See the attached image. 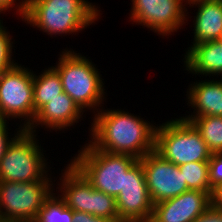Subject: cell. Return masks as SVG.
<instances>
[{
  "mask_svg": "<svg viewBox=\"0 0 222 222\" xmlns=\"http://www.w3.org/2000/svg\"><path fill=\"white\" fill-rule=\"evenodd\" d=\"M83 114L84 112L73 99L62 92L36 113L33 123L27 130L33 133H36V129L41 127L49 128L50 132L51 129L54 131L68 130V127L69 129L71 126L74 128L75 123L81 122Z\"/></svg>",
  "mask_w": 222,
  "mask_h": 222,
  "instance_id": "obj_13",
  "label": "cell"
},
{
  "mask_svg": "<svg viewBox=\"0 0 222 222\" xmlns=\"http://www.w3.org/2000/svg\"><path fill=\"white\" fill-rule=\"evenodd\" d=\"M4 12L2 10H0V14H3ZM3 25V19L1 20V17H0V27Z\"/></svg>",
  "mask_w": 222,
  "mask_h": 222,
  "instance_id": "obj_30",
  "label": "cell"
},
{
  "mask_svg": "<svg viewBox=\"0 0 222 222\" xmlns=\"http://www.w3.org/2000/svg\"><path fill=\"white\" fill-rule=\"evenodd\" d=\"M37 74L33 72L34 119L43 106L64 92L59 73L52 66Z\"/></svg>",
  "mask_w": 222,
  "mask_h": 222,
  "instance_id": "obj_18",
  "label": "cell"
},
{
  "mask_svg": "<svg viewBox=\"0 0 222 222\" xmlns=\"http://www.w3.org/2000/svg\"><path fill=\"white\" fill-rule=\"evenodd\" d=\"M189 190H199L208 193L211 197L213 190L209 183L208 162H190L179 166Z\"/></svg>",
  "mask_w": 222,
  "mask_h": 222,
  "instance_id": "obj_21",
  "label": "cell"
},
{
  "mask_svg": "<svg viewBox=\"0 0 222 222\" xmlns=\"http://www.w3.org/2000/svg\"><path fill=\"white\" fill-rule=\"evenodd\" d=\"M89 58L67 48L52 67L59 73L64 92L84 113L88 109L95 115L104 105L107 92L102 74Z\"/></svg>",
  "mask_w": 222,
  "mask_h": 222,
  "instance_id": "obj_3",
  "label": "cell"
},
{
  "mask_svg": "<svg viewBox=\"0 0 222 222\" xmlns=\"http://www.w3.org/2000/svg\"><path fill=\"white\" fill-rule=\"evenodd\" d=\"M218 79V80H217ZM205 79L192 82L187 89L186 102L191 106L193 112L181 116L190 121L199 116H221L222 117V78Z\"/></svg>",
  "mask_w": 222,
  "mask_h": 222,
  "instance_id": "obj_14",
  "label": "cell"
},
{
  "mask_svg": "<svg viewBox=\"0 0 222 222\" xmlns=\"http://www.w3.org/2000/svg\"><path fill=\"white\" fill-rule=\"evenodd\" d=\"M100 12L98 5L88 0H28L21 21L51 37L69 36L84 31L101 19Z\"/></svg>",
  "mask_w": 222,
  "mask_h": 222,
  "instance_id": "obj_2",
  "label": "cell"
},
{
  "mask_svg": "<svg viewBox=\"0 0 222 222\" xmlns=\"http://www.w3.org/2000/svg\"><path fill=\"white\" fill-rule=\"evenodd\" d=\"M193 222H222V210L211 205L204 213Z\"/></svg>",
  "mask_w": 222,
  "mask_h": 222,
  "instance_id": "obj_27",
  "label": "cell"
},
{
  "mask_svg": "<svg viewBox=\"0 0 222 222\" xmlns=\"http://www.w3.org/2000/svg\"><path fill=\"white\" fill-rule=\"evenodd\" d=\"M54 185L53 181H0V222H34Z\"/></svg>",
  "mask_w": 222,
  "mask_h": 222,
  "instance_id": "obj_7",
  "label": "cell"
},
{
  "mask_svg": "<svg viewBox=\"0 0 222 222\" xmlns=\"http://www.w3.org/2000/svg\"><path fill=\"white\" fill-rule=\"evenodd\" d=\"M37 134L23 129L10 143L0 160V181H53Z\"/></svg>",
  "mask_w": 222,
  "mask_h": 222,
  "instance_id": "obj_5",
  "label": "cell"
},
{
  "mask_svg": "<svg viewBox=\"0 0 222 222\" xmlns=\"http://www.w3.org/2000/svg\"><path fill=\"white\" fill-rule=\"evenodd\" d=\"M7 120L0 119V160L4 156V153L7 150V147L10 145V143L14 140V138L23 130L21 127L16 128V132L14 131V137H12L7 130L9 127ZM10 137H9V135Z\"/></svg>",
  "mask_w": 222,
  "mask_h": 222,
  "instance_id": "obj_25",
  "label": "cell"
},
{
  "mask_svg": "<svg viewBox=\"0 0 222 222\" xmlns=\"http://www.w3.org/2000/svg\"><path fill=\"white\" fill-rule=\"evenodd\" d=\"M116 206L122 222H149L151 218L154 204L139 159L125 173L124 188L116 197Z\"/></svg>",
  "mask_w": 222,
  "mask_h": 222,
  "instance_id": "obj_10",
  "label": "cell"
},
{
  "mask_svg": "<svg viewBox=\"0 0 222 222\" xmlns=\"http://www.w3.org/2000/svg\"><path fill=\"white\" fill-rule=\"evenodd\" d=\"M91 214L114 222H122L118 218L116 198L103 191L96 190L91 185Z\"/></svg>",
  "mask_w": 222,
  "mask_h": 222,
  "instance_id": "obj_22",
  "label": "cell"
},
{
  "mask_svg": "<svg viewBox=\"0 0 222 222\" xmlns=\"http://www.w3.org/2000/svg\"><path fill=\"white\" fill-rule=\"evenodd\" d=\"M93 117L89 142L96 149L137 159L155 149L156 123L126 110L104 109V106Z\"/></svg>",
  "mask_w": 222,
  "mask_h": 222,
  "instance_id": "obj_1",
  "label": "cell"
},
{
  "mask_svg": "<svg viewBox=\"0 0 222 222\" xmlns=\"http://www.w3.org/2000/svg\"><path fill=\"white\" fill-rule=\"evenodd\" d=\"M131 3L130 22L147 27L163 38L184 27L191 13L185 0H131Z\"/></svg>",
  "mask_w": 222,
  "mask_h": 222,
  "instance_id": "obj_9",
  "label": "cell"
},
{
  "mask_svg": "<svg viewBox=\"0 0 222 222\" xmlns=\"http://www.w3.org/2000/svg\"><path fill=\"white\" fill-rule=\"evenodd\" d=\"M187 5L197 7L192 45L222 39V0H193Z\"/></svg>",
  "mask_w": 222,
  "mask_h": 222,
  "instance_id": "obj_17",
  "label": "cell"
},
{
  "mask_svg": "<svg viewBox=\"0 0 222 222\" xmlns=\"http://www.w3.org/2000/svg\"><path fill=\"white\" fill-rule=\"evenodd\" d=\"M212 205L219 210H222V184L213 190Z\"/></svg>",
  "mask_w": 222,
  "mask_h": 222,
  "instance_id": "obj_29",
  "label": "cell"
},
{
  "mask_svg": "<svg viewBox=\"0 0 222 222\" xmlns=\"http://www.w3.org/2000/svg\"><path fill=\"white\" fill-rule=\"evenodd\" d=\"M208 167L210 188L214 190L222 184V152H212Z\"/></svg>",
  "mask_w": 222,
  "mask_h": 222,
  "instance_id": "obj_24",
  "label": "cell"
},
{
  "mask_svg": "<svg viewBox=\"0 0 222 222\" xmlns=\"http://www.w3.org/2000/svg\"><path fill=\"white\" fill-rule=\"evenodd\" d=\"M7 30L4 25L0 27V76L18 64L14 58L12 59V49L15 47L13 46L15 43Z\"/></svg>",
  "mask_w": 222,
  "mask_h": 222,
  "instance_id": "obj_23",
  "label": "cell"
},
{
  "mask_svg": "<svg viewBox=\"0 0 222 222\" xmlns=\"http://www.w3.org/2000/svg\"><path fill=\"white\" fill-rule=\"evenodd\" d=\"M182 62L185 71L212 78H222V39L189 45Z\"/></svg>",
  "mask_w": 222,
  "mask_h": 222,
  "instance_id": "obj_15",
  "label": "cell"
},
{
  "mask_svg": "<svg viewBox=\"0 0 222 222\" xmlns=\"http://www.w3.org/2000/svg\"><path fill=\"white\" fill-rule=\"evenodd\" d=\"M190 122L200 132L211 152H222L221 116H199L192 118Z\"/></svg>",
  "mask_w": 222,
  "mask_h": 222,
  "instance_id": "obj_19",
  "label": "cell"
},
{
  "mask_svg": "<svg viewBox=\"0 0 222 222\" xmlns=\"http://www.w3.org/2000/svg\"><path fill=\"white\" fill-rule=\"evenodd\" d=\"M154 150L177 166L208 162L212 154L196 127L181 116L157 124Z\"/></svg>",
  "mask_w": 222,
  "mask_h": 222,
  "instance_id": "obj_6",
  "label": "cell"
},
{
  "mask_svg": "<svg viewBox=\"0 0 222 222\" xmlns=\"http://www.w3.org/2000/svg\"><path fill=\"white\" fill-rule=\"evenodd\" d=\"M211 205L212 198L208 193L188 190L154 204L149 222H193Z\"/></svg>",
  "mask_w": 222,
  "mask_h": 222,
  "instance_id": "obj_12",
  "label": "cell"
},
{
  "mask_svg": "<svg viewBox=\"0 0 222 222\" xmlns=\"http://www.w3.org/2000/svg\"><path fill=\"white\" fill-rule=\"evenodd\" d=\"M139 160L153 204L179 196L189 190L179 166L164 159L155 150Z\"/></svg>",
  "mask_w": 222,
  "mask_h": 222,
  "instance_id": "obj_11",
  "label": "cell"
},
{
  "mask_svg": "<svg viewBox=\"0 0 222 222\" xmlns=\"http://www.w3.org/2000/svg\"><path fill=\"white\" fill-rule=\"evenodd\" d=\"M21 65L0 76V119L18 118V127L28 129L34 121L33 70Z\"/></svg>",
  "mask_w": 222,
  "mask_h": 222,
  "instance_id": "obj_8",
  "label": "cell"
},
{
  "mask_svg": "<svg viewBox=\"0 0 222 222\" xmlns=\"http://www.w3.org/2000/svg\"><path fill=\"white\" fill-rule=\"evenodd\" d=\"M81 147L68 162L84 175L94 189L116 198L124 188L125 173L138 159L128 154L96 149L89 141Z\"/></svg>",
  "mask_w": 222,
  "mask_h": 222,
  "instance_id": "obj_4",
  "label": "cell"
},
{
  "mask_svg": "<svg viewBox=\"0 0 222 222\" xmlns=\"http://www.w3.org/2000/svg\"><path fill=\"white\" fill-rule=\"evenodd\" d=\"M66 165L61 170L60 183L55 185L56 192L68 208L91 214V183L71 162Z\"/></svg>",
  "mask_w": 222,
  "mask_h": 222,
  "instance_id": "obj_16",
  "label": "cell"
},
{
  "mask_svg": "<svg viewBox=\"0 0 222 222\" xmlns=\"http://www.w3.org/2000/svg\"><path fill=\"white\" fill-rule=\"evenodd\" d=\"M54 192L45 200L34 222H73V210Z\"/></svg>",
  "mask_w": 222,
  "mask_h": 222,
  "instance_id": "obj_20",
  "label": "cell"
},
{
  "mask_svg": "<svg viewBox=\"0 0 222 222\" xmlns=\"http://www.w3.org/2000/svg\"><path fill=\"white\" fill-rule=\"evenodd\" d=\"M73 222H114L102 217L80 211H73Z\"/></svg>",
  "mask_w": 222,
  "mask_h": 222,
  "instance_id": "obj_28",
  "label": "cell"
},
{
  "mask_svg": "<svg viewBox=\"0 0 222 222\" xmlns=\"http://www.w3.org/2000/svg\"><path fill=\"white\" fill-rule=\"evenodd\" d=\"M18 2V3H17ZM28 7V0H0V10L4 13L6 11L10 12L14 9L16 10L15 13L20 16L22 19L25 16ZM13 8V9H12Z\"/></svg>",
  "mask_w": 222,
  "mask_h": 222,
  "instance_id": "obj_26",
  "label": "cell"
}]
</instances>
